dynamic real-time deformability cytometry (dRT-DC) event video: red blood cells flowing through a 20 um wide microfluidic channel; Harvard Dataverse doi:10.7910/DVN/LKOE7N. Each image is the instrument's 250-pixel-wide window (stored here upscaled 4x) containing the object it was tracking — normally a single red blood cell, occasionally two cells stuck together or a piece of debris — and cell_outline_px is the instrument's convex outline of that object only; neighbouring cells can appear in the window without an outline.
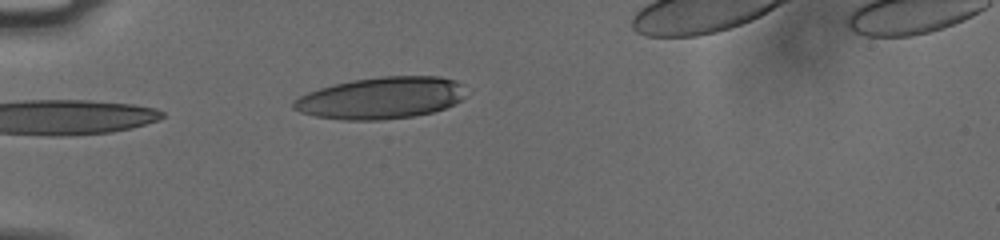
{"species": "human", "species_latin": "Homo sapiens", "temperature_condition": "cold", "stored_images_in_passage": 4, "camera_frame_rate_fps": 3000, "um_per_image_px": 0.085, "donor": {"sex": "male"}, "frame": {"image": 1, "passage_image": 1, "time_ms": 0.0, "image_size_px": [1000, 240], "cell_outline_px": [[464, 96], [456, 104], [432, 112], [412, 116], [380, 120], [344, 120], [316, 116], [300, 112], [292, 108], [292, 100], [308, 92], [332, 84], [352, 80], [384, 76], [440, 76], [456, 80], [460, 84]], "centroid_in_image_um": [32.36, 8.32], "position_along_channel_um": 52.6, "area_um2": 41.91}}
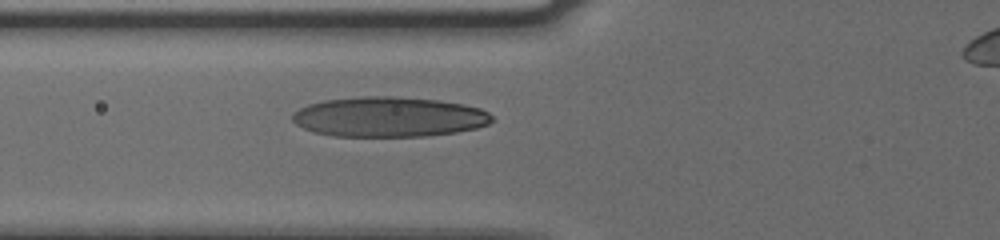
{"frame": {"image": 2, "passage_image": 4, "time_ms": 1.0, "image_size_px": [1000, 240], "cell_outline_px": [[492, 120], [488, 124], [476, 128], [456, 132], [428, 136], [332, 136], [316, 132], [304, 128], [296, 124], [292, 120], [292, 116], [300, 108], [308, 104], [324, 100], [364, 96], [392, 96], [436, 100], [464, 104], [480, 108], [488, 112], [492, 116]], "centroid_in_image_um": [33.07, 9.93], "position_along_channel_um": 92.7, "area_um2": 46.41}}